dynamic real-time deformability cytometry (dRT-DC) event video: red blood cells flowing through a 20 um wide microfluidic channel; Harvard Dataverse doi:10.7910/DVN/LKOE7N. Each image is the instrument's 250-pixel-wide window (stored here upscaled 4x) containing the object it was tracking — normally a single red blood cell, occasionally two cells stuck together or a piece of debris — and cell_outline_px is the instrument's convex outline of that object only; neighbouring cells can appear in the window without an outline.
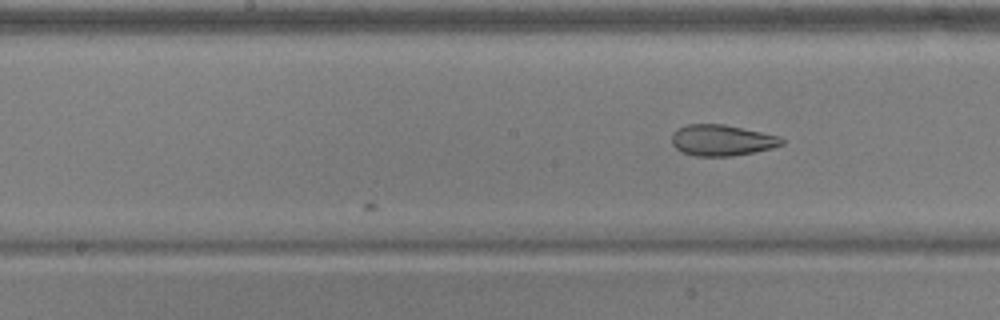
{"species": "common noctule bat (a hibernating species)", "species_latin": "Nyctalus noctula", "temperature_condition": "warm", "stored_images_in_passage": 27, "camera_frame_rate_fps": 3000, "um_per_image_px": 0.085, "animal": {"sex": "male", "body_mass_g": 17.9, "forearm_length_mm": 54.2}, "frame": {"image": 1, "passage_image": 27, "time_ms": 8.667, "image_size_px": [1000, 320], "cell_outline_px": [[784, 144], [772, 148], [732, 156], [696, 156], [684, 152], [676, 148], [672, 144], [672, 136], [680, 128], [688, 124], [724, 124], [780, 136], [784, 140]], "centroid_in_image_um": [61.39, 11.92], "position_along_channel_um": 186.8, "area_um2": 19.65}}